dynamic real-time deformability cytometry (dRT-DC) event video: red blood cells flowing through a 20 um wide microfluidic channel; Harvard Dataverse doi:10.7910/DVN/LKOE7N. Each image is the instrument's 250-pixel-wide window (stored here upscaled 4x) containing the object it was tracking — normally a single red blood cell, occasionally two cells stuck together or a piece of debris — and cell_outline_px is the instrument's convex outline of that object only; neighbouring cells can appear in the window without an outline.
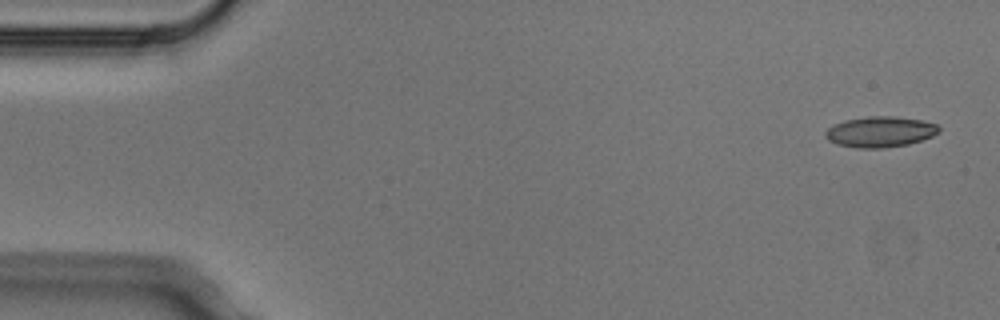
{"species": "Egyptian fruit bat (a non-hibernating species)", "species_latin": "Rousettus aegyptiacus", "temperature_condition": "cold", "stored_images_in_passage": 4, "camera_frame_rate_fps": 3000, "um_per_image_px": 0.085, "animal": {"sex": "male"}, "frame": {"image": 1, "passage_image": 1, "time_ms": 0.0, "image_size_px": [1000, 320], "cell_outline_px": [[940, 132], [932, 136], [908, 144], [884, 148], [856, 148], [836, 144], [828, 140], [824, 136], [824, 132], [832, 124], [844, 120], [868, 116], [896, 116], [920, 120], [936, 124], [940, 128]], "centroid_in_image_um": [74.77, 11.2], "position_along_channel_um": 10.2, "area_um2": 20.46}}